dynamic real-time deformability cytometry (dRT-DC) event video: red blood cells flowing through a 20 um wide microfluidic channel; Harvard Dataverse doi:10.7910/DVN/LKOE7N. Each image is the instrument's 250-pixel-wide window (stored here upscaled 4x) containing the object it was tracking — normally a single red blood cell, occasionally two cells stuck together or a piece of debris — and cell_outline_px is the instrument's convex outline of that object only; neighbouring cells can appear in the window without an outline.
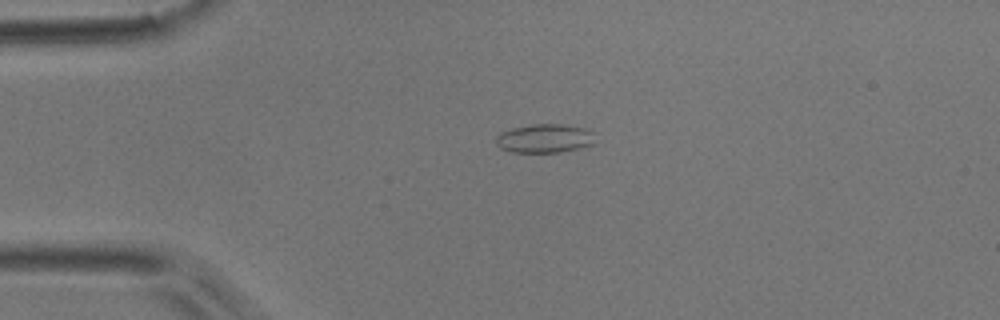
{"species": "common noctule bat (a hibernating species)", "species_latin": "Nyctalus noctula", "temperature_condition": "room temperature", "stored_images_in_passage": 43, "camera_frame_rate_fps": 3000, "um_per_image_px": 0.085, "animal": {"sex": "male", "body_mass_g": 17.9}, "frame": {"image": 1, "passage_image": 3, "time_ms": 0.667, "image_size_px": [1000, 320], "cell_outline_px": [[592, 144], [580, 148], [560, 152], [512, 152], [500, 148], [496, 144], [496, 136], [500, 132], [512, 128], [532, 124], [564, 124], [584, 128], [592, 132]], "centroid_in_image_um": [46.24, 11.76], "position_along_channel_um": 38.8, "area_um2": 16.53}}
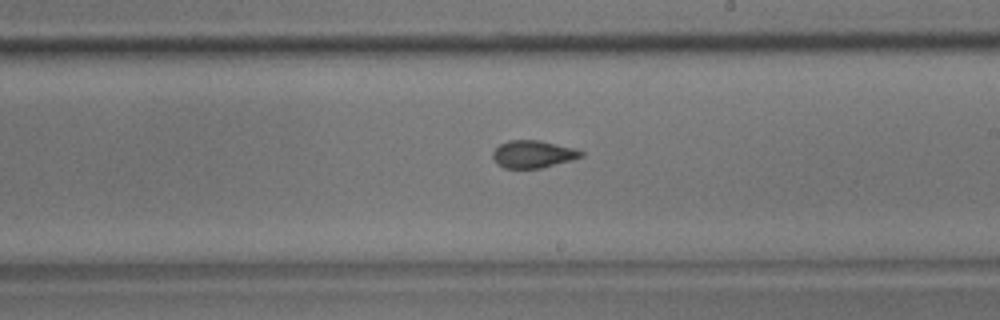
{"frame": {"image": 2, "passage_image": 21, "time_ms": 6.667, "image_size_px": [1000, 320], "cell_outline_px": [[584, 156], [572, 160], [540, 168], [504, 168], [496, 164], [492, 156], [492, 152], [500, 144], [508, 140], [540, 140], [572, 148], [584, 152]], "centroid_in_image_um": [45.28, 13.1], "position_along_channel_um": 243.7, "area_um2": 14.1}}
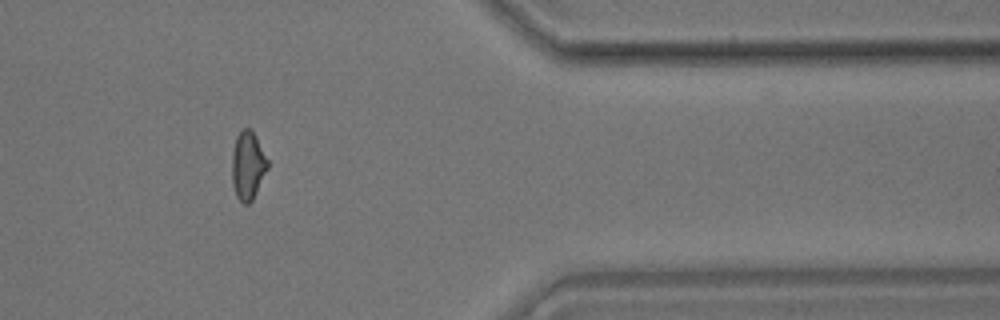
{"frame": {"image": 3, "passage_image": 34, "time_ms": 11.0, "image_size_px": [1000, 320], "cell_outline_px": [[268, 168], [252, 200], [248, 204], [244, 204], [236, 196], [232, 184], [232, 152], [236, 136], [240, 128], [252, 128], [268, 160]], "centroid_in_image_um": [21.05, 14.03], "position_along_channel_um": 390.3, "area_um2": 14.33}, "authors_computed_cell_mechanics": {"area_um2": 14.3922, "velocity_mm_per_s": 3.8739, "shape_relaxation_time_tau1_ms": 7.2949, "shape_relaxation_time_tau2_ms": 1.6462, "deformation_change_tau1": 0.1465, "deformation_change_tau2": 0.062}}